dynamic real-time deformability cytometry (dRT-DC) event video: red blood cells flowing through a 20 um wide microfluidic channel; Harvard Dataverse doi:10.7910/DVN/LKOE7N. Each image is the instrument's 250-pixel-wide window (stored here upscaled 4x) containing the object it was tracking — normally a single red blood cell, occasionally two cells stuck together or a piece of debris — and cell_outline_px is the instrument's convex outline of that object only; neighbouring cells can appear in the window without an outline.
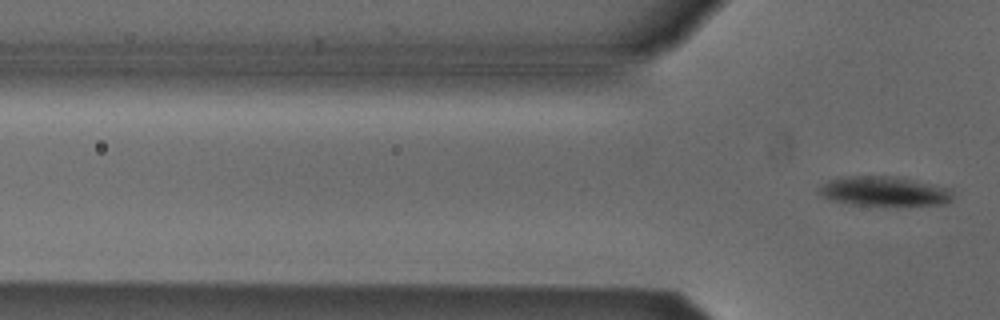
{"species": "Egyptian fruit bat (a non-hibernating species)", "species_latin": "Rousettus aegyptiacus", "temperature_condition": "cold", "stored_images_in_passage": 3, "segment_of_instrument_passage": [2, 2], "camera_frame_rate_fps": 3000, "um_per_image_px": 0.085, "animal": {"sex": "male"}, "frame": {"image": 1, "passage_image": 3, "time_ms": 2.333, "image_size_px": [1000, 320], "cell_outline_px": [[956, 196], [948, 204], [852, 204], [828, 200], [820, 196], [816, 192], [828, 180], [844, 176], [888, 176], [932, 184], [952, 188]], "centroid_in_image_um": [75.16, 16.25], "position_along_channel_um": 50.6, "area_um2": 22.83}}